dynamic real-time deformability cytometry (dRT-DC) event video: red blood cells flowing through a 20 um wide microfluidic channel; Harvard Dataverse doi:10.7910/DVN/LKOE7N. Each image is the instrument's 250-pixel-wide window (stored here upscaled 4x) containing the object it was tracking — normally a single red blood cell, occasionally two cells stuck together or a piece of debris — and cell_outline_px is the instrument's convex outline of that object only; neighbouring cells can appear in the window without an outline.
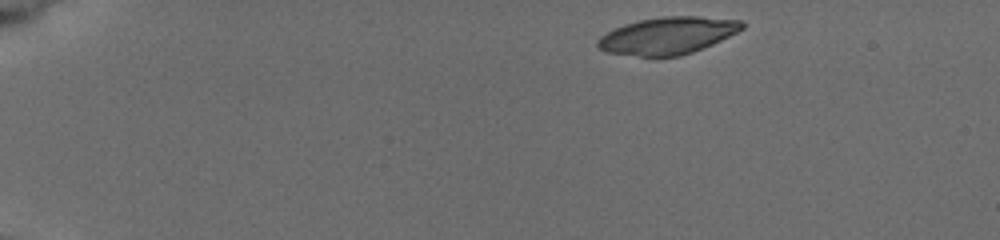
{"species": "common noctule bat (a hibernating species)", "species_latin": "Nyctalus noctula", "temperature_condition": "cold", "stored_images_in_passage": 3, "camera_frame_rate_fps": 3000, "um_per_image_px": 0.085, "animal": {"sex": "female", "body_mass_g": 19.5, "forearm_length_mm": 54.1}, "frame": {"image": 1, "passage_image": 1, "time_ms": 0.0, "image_size_px": [1000, 240], "cell_outline_px": [[744, 28], [712, 44], [692, 52], [680, 56], [640, 56], [604, 52], [596, 48], [596, 40], [600, 36], [624, 24], [640, 20], [664, 16], [700, 16], [740, 20], [744, 24]], "centroid_in_image_um": [56.71, 3.03], "position_along_channel_um": 28.3, "area_um2": 31.1}}